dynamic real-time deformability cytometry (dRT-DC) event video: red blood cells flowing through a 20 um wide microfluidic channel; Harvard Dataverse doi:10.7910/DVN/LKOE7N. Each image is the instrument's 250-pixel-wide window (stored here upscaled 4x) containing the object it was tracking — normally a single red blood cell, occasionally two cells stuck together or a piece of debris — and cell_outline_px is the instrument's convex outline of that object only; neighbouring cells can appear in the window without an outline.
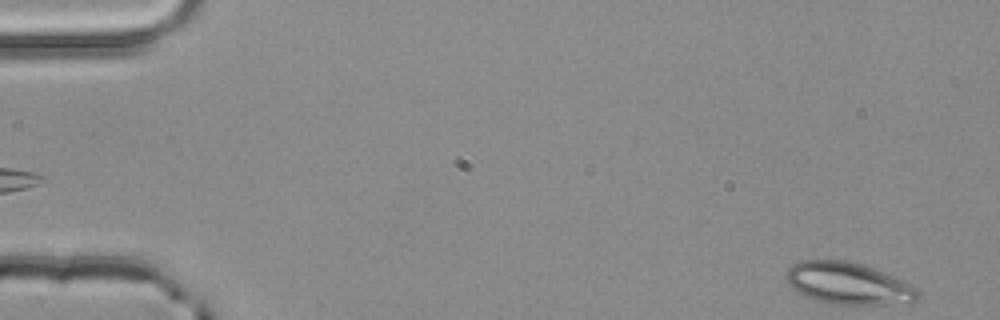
{"species": "common noctule bat (a hibernating species)", "species_latin": "Nyctalus noctula", "temperature_condition": "room temperature", "stored_images_in_passage": 3, "segment_of_instrument_passage": [2, 2], "camera_frame_rate_fps": 3000, "um_per_image_px": 0.085, "animal": {"sex": "male", "body_mass_g": 20.4}, "frame": {"image": 1, "passage_image": 3, "time_ms": 0.667, "image_size_px": [1000, 320], "cell_outline_px": [[920, 296], [912, 304], [832, 304], [816, 300], [792, 288], [788, 284], [788, 268], [792, 264], [800, 260], [848, 260], [884, 272], [904, 280], [912, 284], [920, 292]], "centroid_in_image_um": [72.18, 24.1], "position_along_channel_um": 12.8, "area_um2": 32.19}}